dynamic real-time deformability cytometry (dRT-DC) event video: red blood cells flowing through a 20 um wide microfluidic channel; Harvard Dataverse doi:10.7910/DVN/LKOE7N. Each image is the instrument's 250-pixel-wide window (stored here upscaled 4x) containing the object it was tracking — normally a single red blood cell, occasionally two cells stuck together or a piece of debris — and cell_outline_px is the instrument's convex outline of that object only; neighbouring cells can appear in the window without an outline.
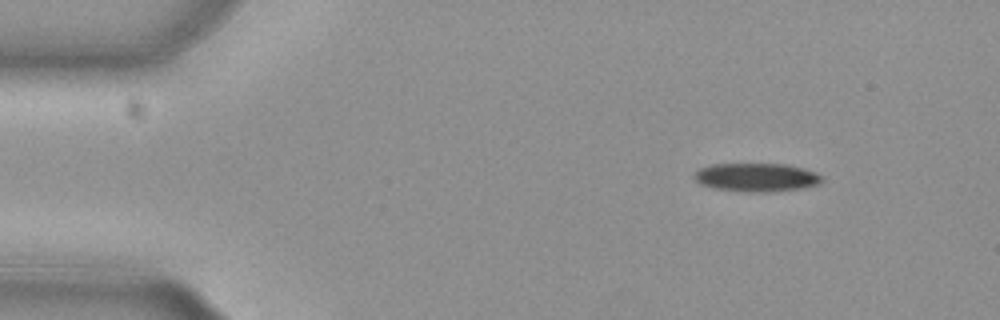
{"species": "common noctule bat (a hibernating species)", "species_latin": "Nyctalus noctula", "temperature_condition": "cold", "stored_images_in_passage": 48, "camera_frame_rate_fps": 3000, "um_per_image_px": 0.085, "animal": {"sex": "female", "body_mass_g": 29.2, "forearm_length_mm": 56.3}, "frame": {"image": 1, "passage_image": 1, "time_ms": 0.0, "image_size_px": [1000, 320], "cell_outline_px": [[820, 184], [800, 188], [772, 192], [748, 192], [712, 188], [700, 184], [696, 180], [696, 172], [700, 168], [712, 164], [784, 164], [804, 168], [820, 176]], "centroid_in_image_um": [64.27, 15.08], "position_along_channel_um": 20.7, "area_um2": 20.92}}
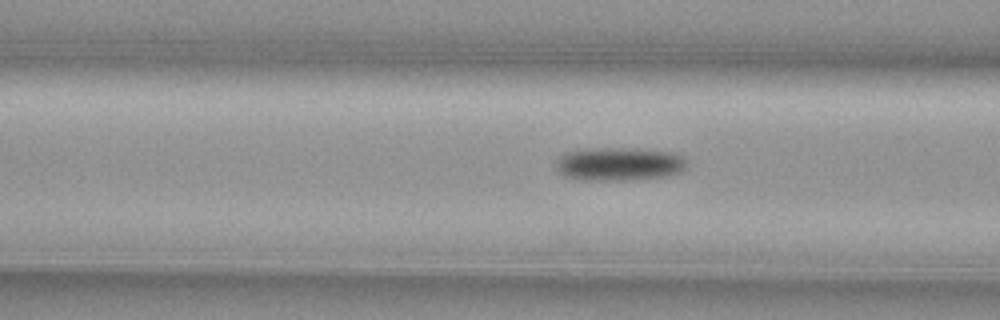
{"frame": {"image": 2, "passage_image": 15, "time_ms": 4.667, "image_size_px": [1000, 320], "cell_outline_px": [[684, 168], [680, 172], [664, 176], [632, 180], [580, 180], [564, 176], [556, 168], [556, 160], [564, 152], [576, 148], [636, 148], [672, 152], [680, 156], [684, 160]], "centroid_in_image_um": [52.53, 13.93], "position_along_channel_um": 114.1, "area_um2": 25.66}}
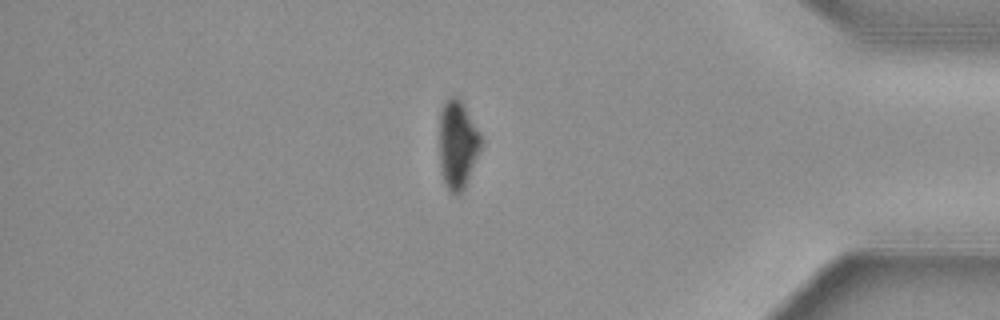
{"frame": {"image": 3, "passage_image": 40, "time_ms": 13.0, "image_size_px": [1000, 320], "cell_outline_px": [[480, 148], [464, 188], [456, 196], [448, 188], [444, 180], [440, 164], [440, 112], [448, 96], [456, 96], [460, 100], [480, 132]], "centroid_in_image_um": [38.88, 12.25], "position_along_channel_um": 396.3, "area_um2": 20.75}, "authors_computed_cell_mechanics": {"area_um2": 23.1778, "velocity_mm_per_s": 3.8087, "shape_relaxation_time_tau1_ms": 3.0777, "shape_relaxation_time_tau2_ms": null, "deformation_change_tau1": 0.1294, "deformation_change_tau2": null}}